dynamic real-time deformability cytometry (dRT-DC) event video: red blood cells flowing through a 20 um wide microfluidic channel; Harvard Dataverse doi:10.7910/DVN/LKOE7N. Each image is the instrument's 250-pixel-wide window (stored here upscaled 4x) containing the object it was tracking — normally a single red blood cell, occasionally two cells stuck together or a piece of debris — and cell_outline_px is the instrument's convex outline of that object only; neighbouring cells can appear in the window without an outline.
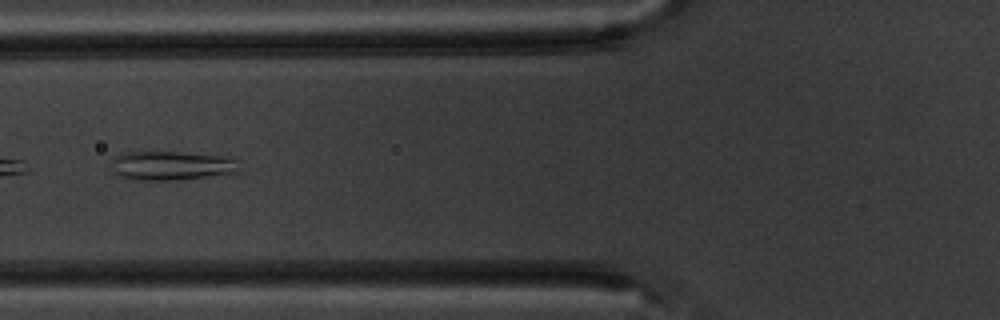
{"species": "common noctule bat (a hibernating species)", "species_latin": "Nyctalus noctula", "temperature_condition": "warm", "stored_images_in_passage": 7, "camera_frame_rate_fps": 3000, "um_per_image_px": 0.085, "animal": {"sex": "male", "body_mass_g": 20.1, "forearm_length_mm": 53.5}, "frame": {"image": 1, "passage_image": 7, "time_ms": 7.0, "image_size_px": [1000, 320], "cell_outline_px": [[240, 172], [180, 180], [128, 180], [116, 176], [108, 164], [116, 156], [128, 152], [176, 152], [228, 156], [236, 160]], "centroid_in_image_um": [14.52, 14.09], "position_along_channel_um": 111.3, "area_um2": 22.08}}